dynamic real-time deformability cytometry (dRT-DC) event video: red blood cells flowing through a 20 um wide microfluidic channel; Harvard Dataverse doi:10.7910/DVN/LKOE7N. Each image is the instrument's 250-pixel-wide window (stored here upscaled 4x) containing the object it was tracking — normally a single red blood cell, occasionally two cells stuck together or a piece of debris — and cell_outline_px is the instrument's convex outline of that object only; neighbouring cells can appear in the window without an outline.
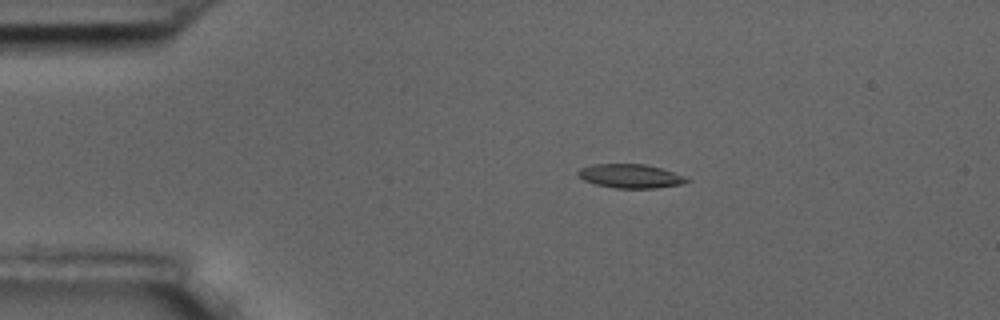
{"species": "common noctule bat (a hibernating species)", "species_latin": "Nyctalus noctula", "temperature_condition": "room temperature", "stored_images_in_passage": 6, "segment_of_instrument_passage": [1, 2], "camera_frame_rate_fps": 3000, "um_per_image_px": 0.085, "animal": {"sex": "male", "body_mass_g": 17.5, "forearm_length_mm": 52.3}, "frame": {"image": 1, "passage_image": 1, "time_ms": 0.0, "image_size_px": [1000, 320], "cell_outline_px": [[692, 180], [680, 184], [656, 188], [612, 188], [596, 184], [584, 180], [576, 176], [576, 172], [580, 168], [592, 164], [644, 164], [660, 168], [684, 176]], "centroid_in_image_um": [53.53, 14.97], "position_along_channel_um": 31.5, "area_um2": 15.14}}